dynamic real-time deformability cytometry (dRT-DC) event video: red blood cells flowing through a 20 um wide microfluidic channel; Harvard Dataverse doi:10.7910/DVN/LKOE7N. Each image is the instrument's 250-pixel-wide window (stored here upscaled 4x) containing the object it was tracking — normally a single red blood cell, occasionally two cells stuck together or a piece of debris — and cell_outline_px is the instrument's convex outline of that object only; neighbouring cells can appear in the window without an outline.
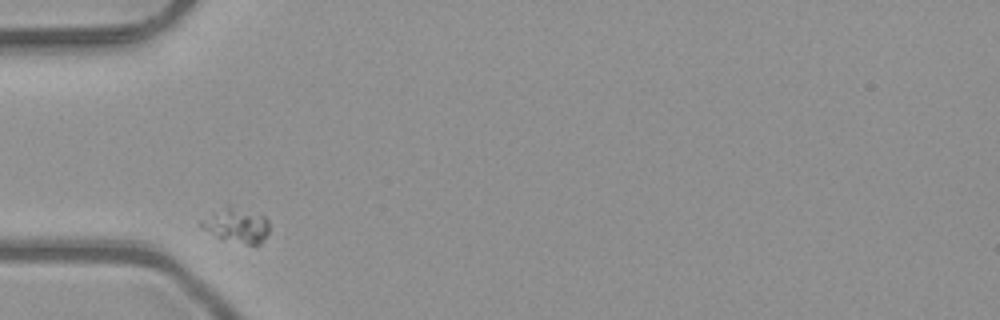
{"species": "common noctule bat (a hibernating species)", "species_latin": "Nyctalus noctula", "temperature_condition": "room temperature", "stored_images_in_passage": 6, "camera_frame_rate_fps": 3000, "um_per_image_px": 0.085, "animal": {"sex": "male", "body_mass_g": 23.1, "forearm_length_mm": 52.7}, "frame": {"image": 1, "passage_image": 1, "time_ms": 0.0, "image_size_px": [1000, 320], "cell_outline_px": [[268, 232], [260, 244], [256, 248], [216, 236], [200, 228], [200, 220], [212, 212], [228, 204], [264, 216], [268, 220]], "centroid_in_image_um": [20.1, 19.16], "position_along_channel_um": 64.9, "area_um2": 13.93}}
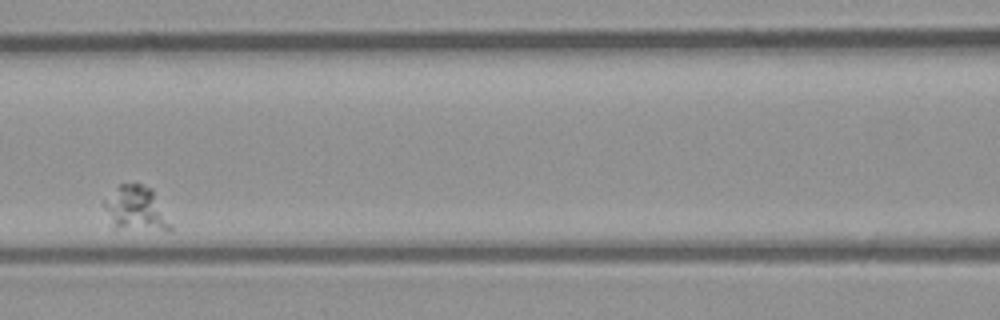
{"frame": {"image": 2, "passage_image": 3, "time_ms": 0.667, "image_size_px": [1000, 320], "cell_outline_px": [[172, 228], [112, 228], [104, 208], [104, 200], [120, 184], [140, 184], [152, 188]], "centroid_in_image_um": [11.47, 17.69], "position_along_channel_um": 155.1, "area_um2": 16.47}}
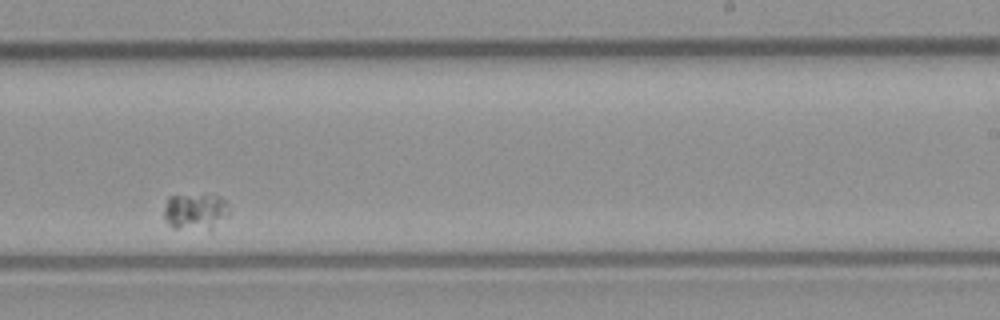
{"frame": {"image": 3, "passage_image": 6, "time_ms": 1.667, "image_size_px": [1000, 320], "cell_outline_px": [[228, 212], [212, 232], [172, 228], [168, 224], [164, 216], [164, 208], [168, 196], [204, 192], [220, 196], [228, 204]], "centroid_in_image_um": [16.6, 17.97], "position_along_channel_um": 272.4, "area_um2": 14.74}}